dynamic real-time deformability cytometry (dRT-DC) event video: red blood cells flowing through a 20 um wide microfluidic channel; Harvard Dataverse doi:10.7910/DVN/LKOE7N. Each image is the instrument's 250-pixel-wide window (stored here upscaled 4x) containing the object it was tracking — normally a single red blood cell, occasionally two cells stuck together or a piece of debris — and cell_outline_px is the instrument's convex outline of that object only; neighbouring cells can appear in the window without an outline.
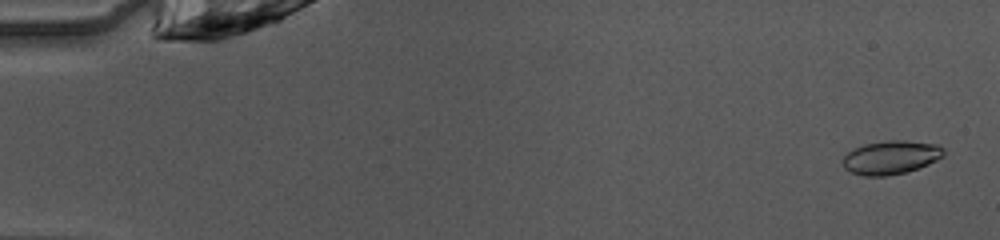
{"species": "common noctule bat (a hibernating species)", "species_latin": "Nyctalus noctula", "temperature_condition": "warm", "stored_images_in_passage": 49, "camera_frame_rate_fps": 3000, "um_per_image_px": 0.085, "animal": {"sex": "female", "body_mass_g": 10.0, "forearm_length_mm": 53.1}, "frame": {"image": 1, "passage_image": 2, "time_ms": 0.333, "image_size_px": [1000, 240], "cell_outline_px": [[944, 156], [928, 164], [908, 172], [888, 176], [864, 176], [852, 172], [844, 168], [840, 160], [848, 152], [864, 144], [888, 140], [904, 140], [936, 144], [944, 148]], "centroid_in_image_um": [75.72, 13.38], "position_along_channel_um": 9.3, "area_um2": 19.88}}
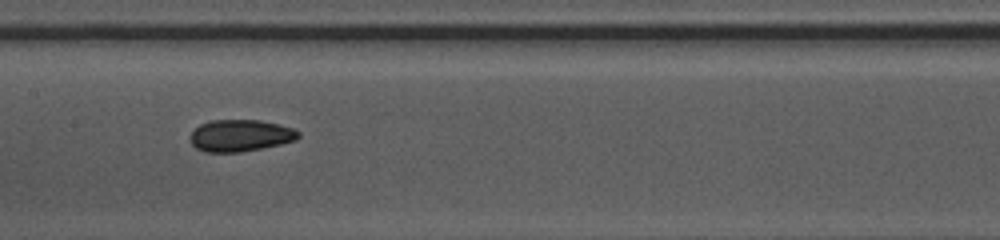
{"frame": {"image": 2, "passage_image": 25, "time_ms": 8.0, "image_size_px": [1000, 240], "cell_outline_px": [[300, 136], [296, 140], [280, 144], [240, 152], [204, 152], [196, 148], [192, 144], [188, 136], [200, 124], [208, 120], [260, 120], [280, 124], [292, 128], [300, 132]], "centroid_in_image_um": [20.41, 11.51], "position_along_channel_um": 187.0, "area_um2": 20.17}}
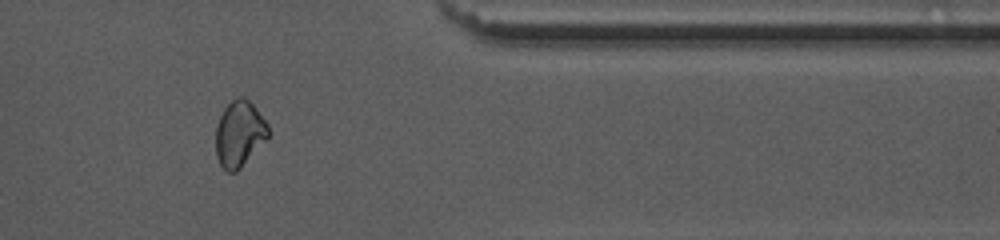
{"frame": {"image": 3, "passage_image": 41, "time_ms": 13.333, "image_size_px": [1000, 240], "cell_outline_px": [[268, 136], [240, 168], [236, 172], [228, 172], [220, 164], [216, 156], [216, 124], [224, 108], [236, 96], [244, 96], [256, 108], [268, 124]], "centroid_in_image_um": [20.32, 11.34], "position_along_channel_um": 391.1, "area_um2": 19.94}, "authors_computed_cell_mechanics": {"area_um2": 19.9988, "velocity_mm_per_s": 4.0888, "shape_relaxation_time_tau1_ms": 5.2316, "shape_relaxation_time_tau2_ms": 3.214, "deformation_change_tau1": 0.1337, "deformation_change_tau2": 0.061}}